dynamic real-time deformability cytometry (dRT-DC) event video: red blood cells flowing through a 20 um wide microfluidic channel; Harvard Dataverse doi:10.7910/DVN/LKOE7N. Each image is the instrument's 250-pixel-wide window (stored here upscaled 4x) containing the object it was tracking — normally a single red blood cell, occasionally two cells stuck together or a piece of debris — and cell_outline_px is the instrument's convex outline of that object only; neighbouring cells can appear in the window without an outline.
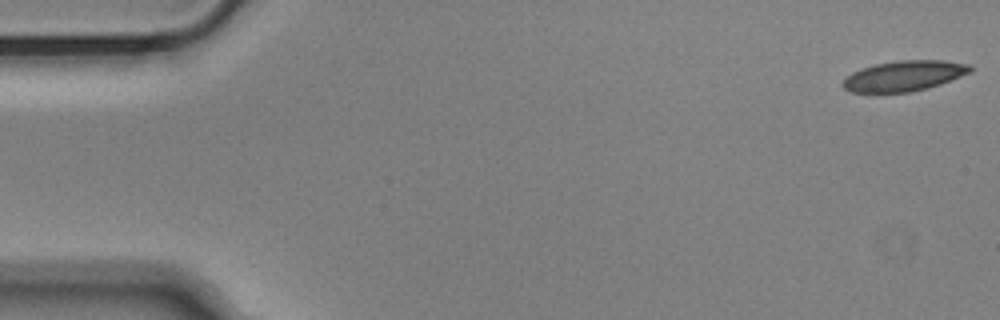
{"species": "Egyptian fruit bat (a non-hibernating species)", "species_latin": "Rousettus aegyptiacus", "temperature_condition": "cold", "stored_images_in_passage": 55, "camera_frame_rate_fps": 3000, "um_per_image_px": 0.085, "animal": {"sex": "male"}, "frame": {"image": 1, "passage_image": 1, "time_ms": 0.0, "image_size_px": [1000, 320], "cell_outline_px": [[972, 72], [940, 84], [928, 88], [912, 92], [852, 92], [844, 88], [840, 84], [852, 72], [876, 64], [896, 60], [944, 60], [968, 64], [972, 68]], "centroid_in_image_um": [76.87, 6.45], "position_along_channel_um": 8.1, "area_um2": 22.48}}
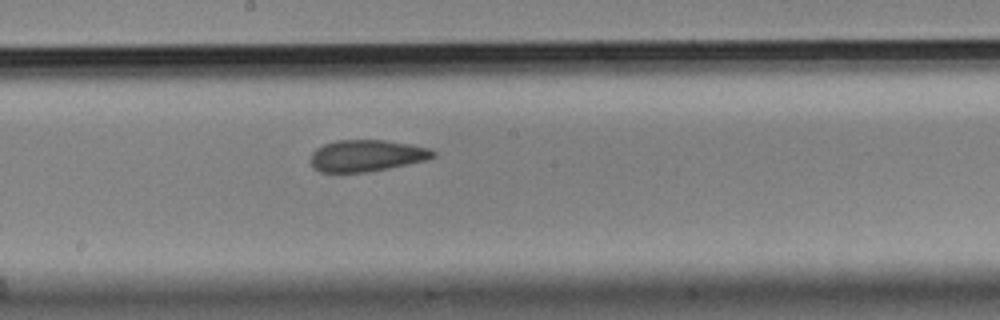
{"frame": {"image": 2, "passage_image": 29, "time_ms": 9.333, "image_size_px": [1000, 320], "cell_outline_px": [[436, 156], [424, 160], [388, 168], [368, 172], [320, 172], [312, 168], [312, 152], [316, 148], [324, 144], [336, 140], [384, 140], [408, 144], [428, 148], [436, 152]], "centroid_in_image_um": [31.13, 13.23], "position_along_channel_um": 217.1, "area_um2": 22.37}}
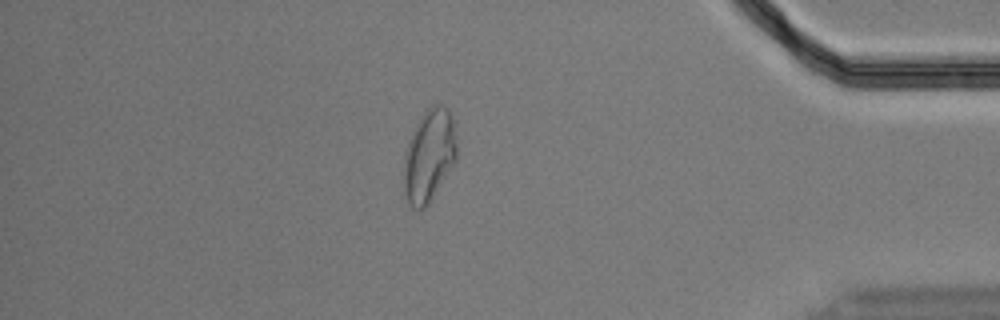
{"frame": {"image": 3, "passage_image": 47, "time_ms": 15.333, "image_size_px": [1000, 320], "cell_outline_px": [[456, 160], [428, 204], [424, 208], [408, 208], [404, 192], [404, 156], [408, 140], [420, 116], [432, 104], [444, 104], [448, 108], [452, 116], [456, 136]], "centroid_in_image_um": [36.46, 13.2], "position_along_channel_um": 398.7, "area_um2": 28.73}}